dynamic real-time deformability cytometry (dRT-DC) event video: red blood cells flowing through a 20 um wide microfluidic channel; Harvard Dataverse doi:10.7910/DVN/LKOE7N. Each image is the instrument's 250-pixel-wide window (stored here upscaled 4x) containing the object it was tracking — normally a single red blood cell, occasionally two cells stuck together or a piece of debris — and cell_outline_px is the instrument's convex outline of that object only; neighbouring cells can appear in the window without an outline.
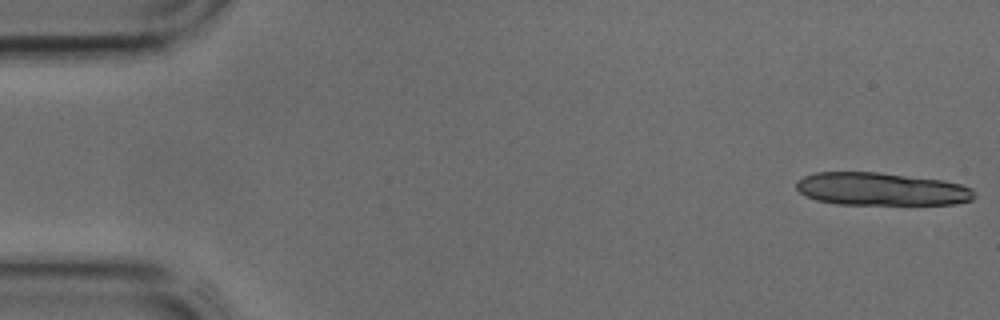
{"species": "common noctule bat (a hibernating species)", "species_latin": "Nyctalus noctula", "temperature_condition": "cold", "stored_images_in_passage": 11, "camera_frame_rate_fps": 3000, "um_per_image_px": 0.085, "animal": {"sex": "male", "body_mass_g": 17.9, "forearm_length_mm": 54.2}, "frame": {"image": 1, "passage_image": 1, "time_ms": 0.0, "image_size_px": [1000, 320], "cell_outline_px": [[976, 196], [972, 200], [956, 204], [836, 204], [816, 200], [800, 192], [796, 188], [796, 180], [804, 176], [816, 172], [880, 172], [940, 180], [960, 184], [972, 188], [976, 192]], "centroid_in_image_um": [74.91, 16.07], "position_along_channel_um": 10.1, "area_um2": 34.16}}